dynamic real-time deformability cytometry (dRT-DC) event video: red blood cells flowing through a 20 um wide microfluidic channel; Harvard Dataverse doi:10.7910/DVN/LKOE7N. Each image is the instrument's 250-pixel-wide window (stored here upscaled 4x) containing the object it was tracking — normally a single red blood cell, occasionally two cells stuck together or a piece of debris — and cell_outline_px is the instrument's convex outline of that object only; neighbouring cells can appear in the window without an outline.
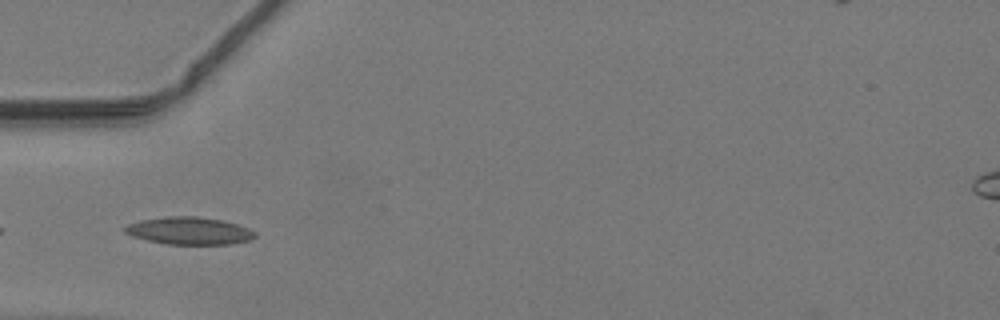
{"species": "common noctule bat (a hibernating species)", "species_latin": "Nyctalus noctula", "temperature_condition": "warm", "stored_images_in_passage": 9, "camera_frame_rate_fps": 3000, "um_per_image_px": 0.085, "animal": {"sex": "male", "body_mass_g": 19.2, "forearm_length_mm": 51.8}, "frame": {"image": 1, "passage_image": 4, "time_ms": 1.0, "image_size_px": [1000, 320], "cell_outline_px": [[256, 236], [252, 240], [228, 244], [168, 244], [148, 240], [132, 236], [124, 232], [124, 228], [128, 224], [140, 220], [168, 216], [196, 216], [224, 220], [248, 228], [256, 232]], "centroid_in_image_um": [16.11, 19.61], "position_along_channel_um": 68.9, "area_um2": 20.81}}